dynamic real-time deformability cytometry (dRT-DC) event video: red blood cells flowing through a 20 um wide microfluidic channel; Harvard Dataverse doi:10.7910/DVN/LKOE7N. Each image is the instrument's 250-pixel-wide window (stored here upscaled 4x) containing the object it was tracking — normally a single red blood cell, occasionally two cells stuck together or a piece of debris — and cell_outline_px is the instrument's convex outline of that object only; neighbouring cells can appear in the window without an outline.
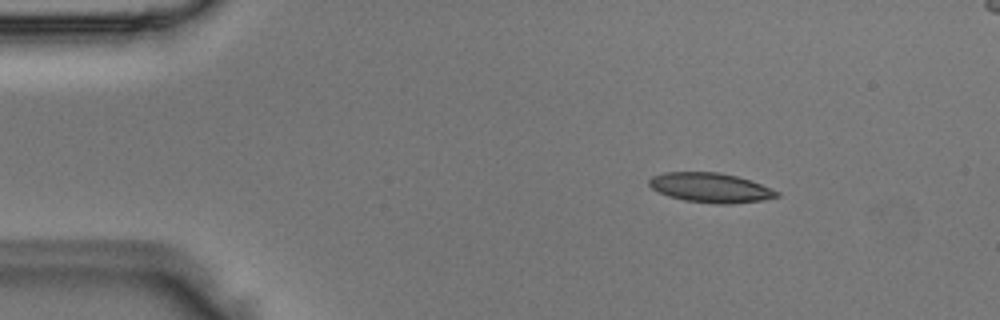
{"species": "Egyptian fruit bat (a non-hibernating species)", "species_latin": "Rousettus aegyptiacus", "temperature_condition": "room temperature", "stored_images_in_passage": 6, "camera_frame_rate_fps": 3000, "um_per_image_px": 0.085, "animal": {"sex": "male"}, "frame": {"image": 1, "passage_image": 2, "time_ms": 0.333, "image_size_px": [1000, 320], "cell_outline_px": [[780, 196], [764, 200], [728, 204], [720, 204], [684, 200], [668, 196], [652, 188], [648, 184], [648, 180], [652, 176], [664, 172], [720, 172], [736, 176], [760, 184], [780, 192]], "centroid_in_image_um": [60.38, 15.95], "position_along_channel_um": 24.6, "area_um2": 21.91}}
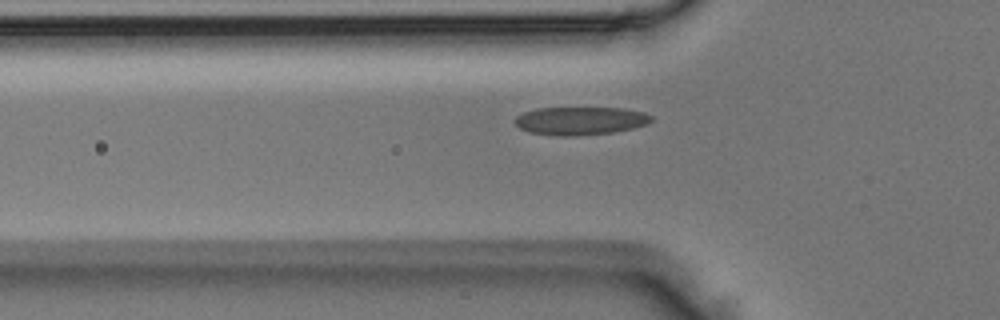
{"frame": {"image": 2, "passage_image": 5, "time_ms": 1.333, "image_size_px": [1000, 320], "cell_outline_px": [[652, 120], [648, 124], [632, 128], [612, 132], [572, 136], [560, 136], [532, 132], [520, 128], [512, 120], [516, 116], [524, 112], [536, 108], [624, 108], [644, 112], [652, 116]], "centroid_in_image_um": [49.33, 10.26], "position_along_channel_um": 76.5, "area_um2": 22.25}}